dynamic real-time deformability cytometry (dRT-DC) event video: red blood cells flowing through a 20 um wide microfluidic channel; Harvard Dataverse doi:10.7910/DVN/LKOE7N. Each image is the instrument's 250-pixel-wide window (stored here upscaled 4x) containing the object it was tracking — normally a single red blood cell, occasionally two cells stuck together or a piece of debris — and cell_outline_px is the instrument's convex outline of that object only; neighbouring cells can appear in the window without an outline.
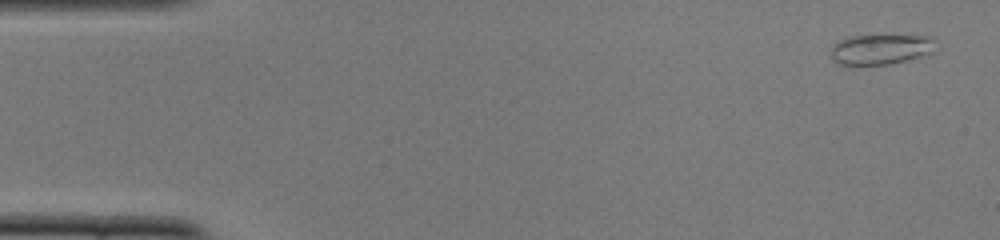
{"species": "common noctule bat (a hibernating species)", "species_latin": "Nyctalus noctula", "temperature_condition": "cold", "stored_images_in_passage": 48, "camera_frame_rate_fps": 3000, "um_per_image_px": 0.085, "animal": {"sex": "female", "body_mass_g": 22.0, "forearm_length_mm": 56.7}, "frame": {"image": 1, "passage_image": 1, "time_ms": 0.0, "image_size_px": [1000, 240], "cell_outline_px": [[936, 52], [908, 60], [892, 64], [836, 64], [828, 56], [832, 44], [848, 36], [932, 36]], "centroid_in_image_um": [74.83, 4.2], "position_along_channel_um": 10.2, "area_um2": 18.67}}
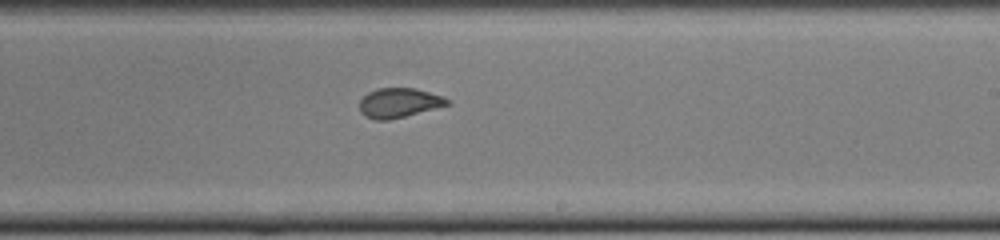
{"frame": {"image": 2, "passage_image": 29, "time_ms": 9.333, "image_size_px": [1000, 240], "cell_outline_px": [[452, 104], [388, 120], [376, 120], [364, 116], [360, 112], [360, 100], [368, 92], [376, 88], [416, 88], [444, 96], [452, 100]], "centroid_in_image_um": [33.95, 8.73], "position_along_channel_um": 255.1, "area_um2": 15.26}}
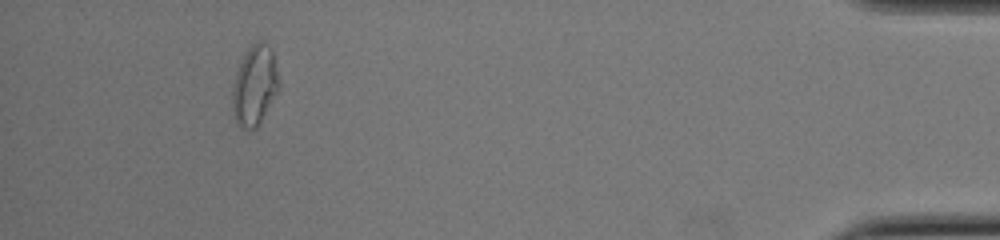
{"frame": {"image": 3, "passage_image": 46, "time_ms": 15.0, "image_size_px": [1000, 240], "cell_outline_px": [[276, 92], [256, 128], [240, 128], [236, 124], [232, 104], [232, 92], [236, 72], [240, 60], [244, 52], [256, 40], [260, 40], [268, 44], [272, 52], [276, 72]], "centroid_in_image_um": [21.58, 7.23], "position_along_channel_um": 413.6, "area_um2": 20.98}, "authors_computed_cell_mechanics": {"area_um2": 16.762, "velocity_mm_per_s": 3.9121, "shape_relaxation_time_tau1_ms": null, "shape_relaxation_time_tau2_ms": 0.7668, "deformation_change_tau1": null, "deformation_change_tau2": 0.0608}}